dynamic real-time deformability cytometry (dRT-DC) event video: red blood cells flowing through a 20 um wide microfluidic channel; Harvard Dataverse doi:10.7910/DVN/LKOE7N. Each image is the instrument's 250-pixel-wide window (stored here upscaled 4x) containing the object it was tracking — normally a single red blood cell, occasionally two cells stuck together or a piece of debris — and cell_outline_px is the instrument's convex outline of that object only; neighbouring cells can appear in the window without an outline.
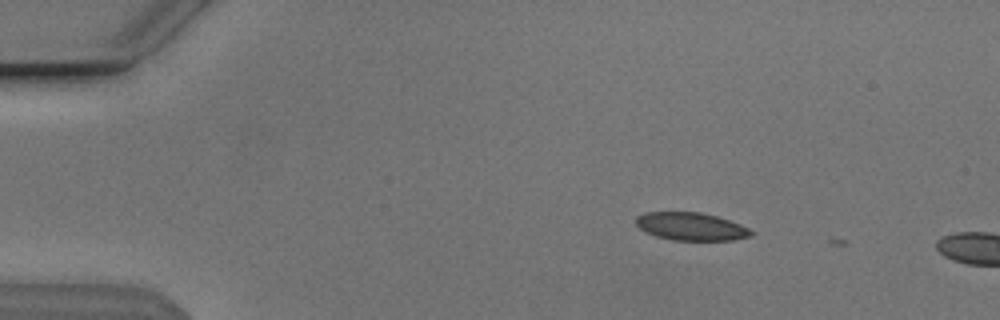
{"species": "Egyptian fruit bat (a non-hibernating species)", "species_latin": "Rousettus aegyptiacus", "temperature_condition": "cold", "stored_images_in_passage": 3, "camera_frame_rate_fps": 3000, "um_per_image_px": 0.085, "animal": {"sex": "male"}, "frame": {"image": 1, "passage_image": 1, "time_ms": 0.0, "image_size_px": [1000, 320], "cell_outline_px": [[752, 236], [732, 240], [672, 240], [656, 236], [640, 228], [636, 224], [636, 216], [644, 212], [700, 212], [716, 216], [740, 224], [748, 228], [752, 232]], "centroid_in_image_um": [58.72, 19.25], "position_along_channel_um": 26.3, "area_um2": 18.55}}